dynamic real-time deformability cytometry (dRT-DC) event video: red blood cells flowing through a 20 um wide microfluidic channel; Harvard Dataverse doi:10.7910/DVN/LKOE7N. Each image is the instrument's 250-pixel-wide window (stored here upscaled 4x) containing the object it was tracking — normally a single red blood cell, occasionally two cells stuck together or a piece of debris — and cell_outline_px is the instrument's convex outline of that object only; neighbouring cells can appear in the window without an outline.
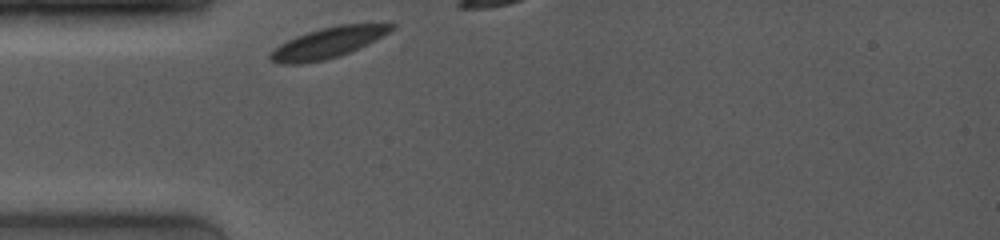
{"species": "common noctule bat (a hibernating species)", "species_latin": "Nyctalus noctula", "temperature_condition": "room temperature", "stored_images_in_passage": 10, "camera_frame_rate_fps": 4000, "um_per_image_px": 0.085, "animal": {"sex": "female", "body_mass_g": 19.0, "forearm_length_mm": 53.3}, "frame": {"image": 1, "passage_image": 1, "time_ms": 0.0, "image_size_px": [1000, 240], "cell_outline_px": [[396, 28], [376, 40], [348, 52], [324, 60], [300, 64], [280, 64], [268, 60], [268, 52], [280, 44], [296, 36], [320, 28], [340, 24], [396, 24]], "centroid_in_image_um": [27.81, 3.64], "position_along_channel_um": 57.2, "area_um2": 21.5}}